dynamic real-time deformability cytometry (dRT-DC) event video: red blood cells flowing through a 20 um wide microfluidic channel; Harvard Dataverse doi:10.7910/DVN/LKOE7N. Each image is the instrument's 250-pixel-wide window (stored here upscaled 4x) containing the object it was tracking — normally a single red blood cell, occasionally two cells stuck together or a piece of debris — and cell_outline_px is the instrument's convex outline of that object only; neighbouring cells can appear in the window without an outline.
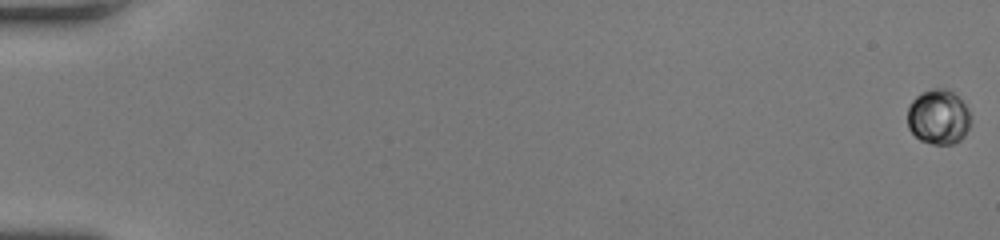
{"species": "human", "species_latin": "Homo sapiens", "temperature_condition": "room temperature", "stored_images_in_passage": 52, "camera_frame_rate_fps": 3000, "um_per_image_px": 0.085, "donor": {"sex": "female"}, "frame": {"image": 1, "passage_image": 1, "time_ms": 0.0, "image_size_px": [1000, 240], "cell_outline_px": [[968, 128], [964, 136], [960, 140], [952, 144], [932, 144], [920, 140], [908, 128], [908, 108], [912, 100], [916, 96], [924, 92], [936, 88], [944, 88], [952, 92], [964, 104], [968, 112]], "centroid_in_image_um": [79.73, 9.96], "position_along_channel_um": 5.3, "area_um2": 19.77}}
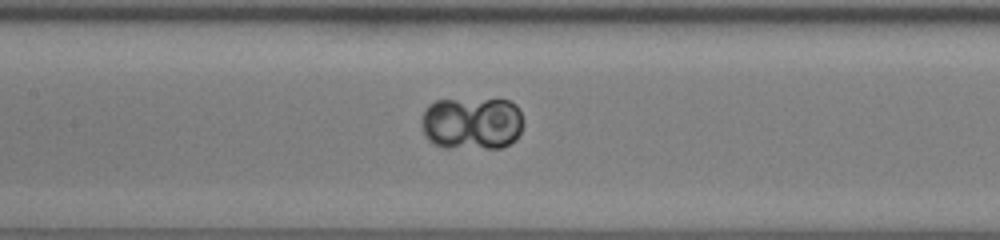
{"frame": {"image": 2, "passage_image": 28, "time_ms": 9.0, "image_size_px": [1000, 240], "cell_outline_px": [[524, 124], [516, 140], [500, 148], [444, 148], [428, 140], [424, 132], [420, 120], [428, 104], [436, 100], [508, 100], [516, 104], [524, 120]], "centroid_in_image_um": [40.13, 10.49], "position_along_channel_um": 167.3, "area_um2": 31.62}}
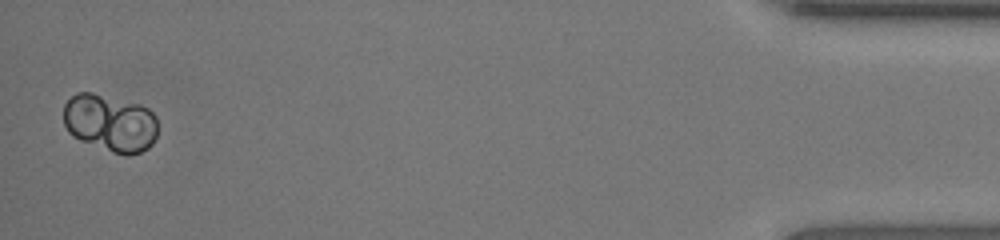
{"frame": {"image": 3, "passage_image": 52, "time_ms": 17.0, "image_size_px": [1000, 240], "cell_outline_px": [[156, 136], [152, 144], [148, 148], [140, 152], [128, 156], [112, 152], [80, 140], [72, 136], [68, 132], [64, 124], [64, 104], [76, 92], [92, 92], [140, 104], [148, 108], [156, 116]], "centroid_in_image_um": [9.36, 10.44], "position_along_channel_um": 425.8, "area_um2": 31.67}}